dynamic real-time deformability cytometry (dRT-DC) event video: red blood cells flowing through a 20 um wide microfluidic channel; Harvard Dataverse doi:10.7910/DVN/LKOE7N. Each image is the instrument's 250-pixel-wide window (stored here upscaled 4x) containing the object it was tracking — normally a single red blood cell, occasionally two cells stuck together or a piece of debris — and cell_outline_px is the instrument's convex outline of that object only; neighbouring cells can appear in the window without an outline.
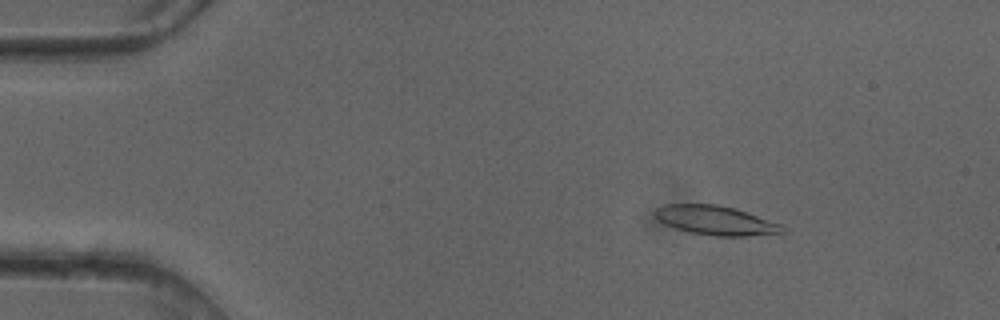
{"species": "common noctule bat (a hibernating species)", "species_latin": "Nyctalus noctula", "temperature_condition": "cold", "stored_images_in_passage": 51, "camera_frame_rate_fps": 3000, "um_per_image_px": 0.085, "animal": {"sex": "female"}, "frame": {"image": 1, "passage_image": 8, "time_ms": 2.333, "image_size_px": [1000, 320], "cell_outline_px": [[784, 232], [748, 236], [716, 236], [692, 232], [676, 228], [660, 220], [656, 216], [656, 208], [664, 204], [716, 204], [736, 208], [780, 224], [784, 228]], "centroid_in_image_um": [60.85, 18.72], "position_along_channel_um": 24.1, "area_um2": 21.27}}
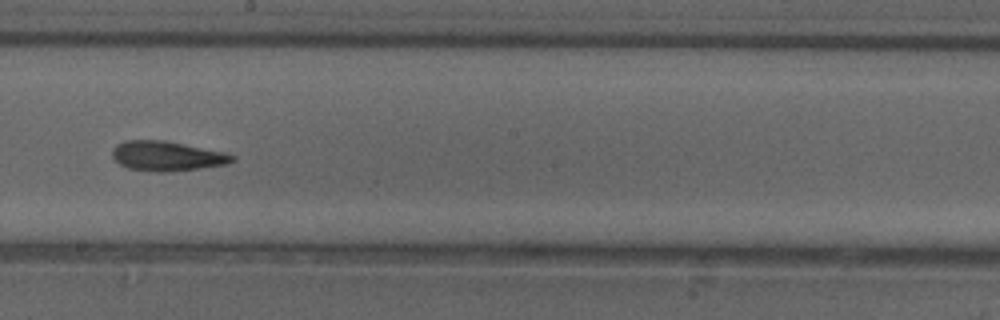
{"frame": {"image": 2, "passage_image": 29, "time_ms": 9.333, "image_size_px": [1000, 320], "cell_outline_px": [[236, 160], [228, 164], [168, 172], [156, 172], [128, 168], [120, 164], [112, 156], [112, 148], [116, 144], [124, 140], [164, 140], [224, 152], [236, 156]], "centroid_in_image_um": [14.18, 13.26], "position_along_channel_um": 234.0, "area_um2": 20.81}}
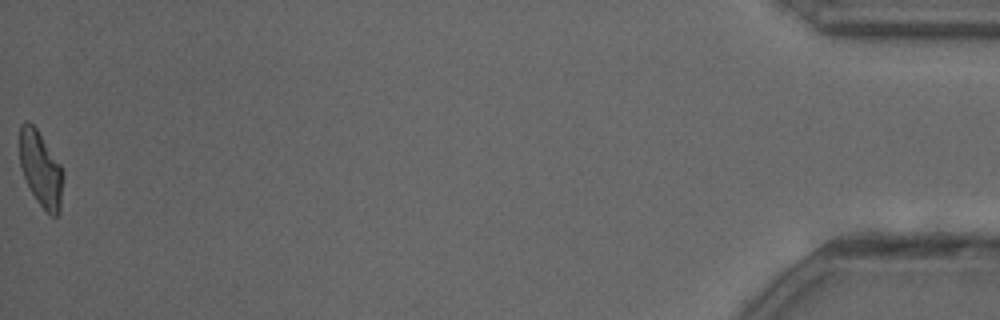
{"frame": {"image": 3, "passage_image": 51, "time_ms": 16.667, "image_size_px": [1000, 320], "cell_outline_px": [[64, 176], [60, 212], [56, 216], [52, 216], [36, 200], [24, 176], [20, 164], [20, 124], [28, 120], [36, 128], [60, 164], [64, 172]], "centroid_in_image_um": [3.49, 14.37], "position_along_channel_um": 431.7, "area_um2": 18.9}, "authors_computed_cell_mechanics": {"area_um2": 20.6924, "velocity_mm_per_s": 4.0969, "shape_relaxation_time_tau1_ms": null, "shape_relaxation_time_tau2_ms": 3.6868, "deformation_change_tau1": null, "deformation_change_tau2": 0.1365}}